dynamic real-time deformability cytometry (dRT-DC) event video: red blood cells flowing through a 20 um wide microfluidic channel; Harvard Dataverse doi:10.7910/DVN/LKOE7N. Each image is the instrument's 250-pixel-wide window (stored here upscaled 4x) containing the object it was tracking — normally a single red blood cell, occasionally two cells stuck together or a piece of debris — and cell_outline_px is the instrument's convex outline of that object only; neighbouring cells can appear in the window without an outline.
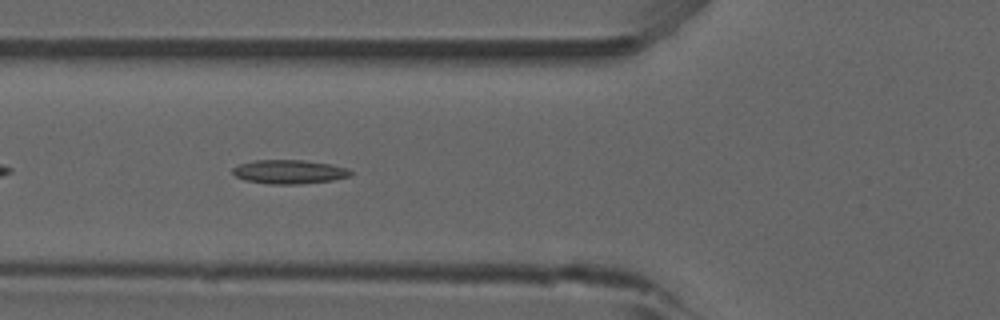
{"species": "common noctule bat (a hibernating species)", "species_latin": "Nyctalus noctula", "temperature_condition": "room temperature", "stored_images_in_passage": 40, "camera_frame_rate_fps": 3000, "um_per_image_px": 0.085, "animal": {"sex": "male", "forearm_length_mm": 52.5}, "frame": {"image": 1, "passage_image": 7, "time_ms": 2.0, "image_size_px": [1000, 320], "cell_outline_px": [[352, 176], [332, 180], [300, 184], [272, 184], [244, 180], [236, 176], [232, 172], [232, 168], [240, 164], [256, 160], [304, 160], [332, 164], [348, 168], [352, 172]], "centroid_in_image_um": [24.61, 14.6], "position_along_channel_um": 101.2, "area_um2": 16.47}}